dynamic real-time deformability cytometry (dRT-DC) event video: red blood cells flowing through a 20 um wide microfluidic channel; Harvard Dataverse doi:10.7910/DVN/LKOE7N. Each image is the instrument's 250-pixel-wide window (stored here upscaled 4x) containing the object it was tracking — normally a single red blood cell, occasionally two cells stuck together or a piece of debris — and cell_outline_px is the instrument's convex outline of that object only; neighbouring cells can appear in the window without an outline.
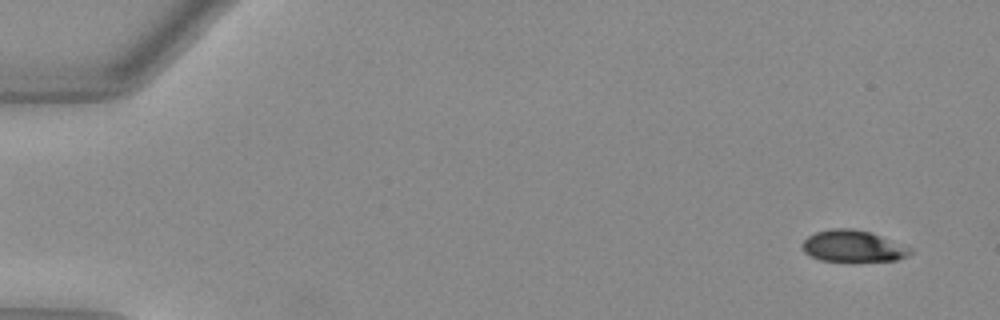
{"species": "Egyptian fruit bat (a non-hibernating species)", "species_latin": "Rousettus aegyptiacus", "temperature_condition": "warm", "stored_images_in_passage": 52, "camera_frame_rate_fps": 3000, "um_per_image_px": 0.085, "animal": {"sex": "female"}, "frame": {"image": 1, "passage_image": 3, "time_ms": 0.667, "image_size_px": [1000, 320], "cell_outline_px": [[912, 252], [908, 256], [896, 260], [852, 264], [820, 260], [808, 256], [804, 252], [800, 244], [808, 236], [816, 232], [832, 228], [852, 228], [868, 232], [880, 236], [912, 248]], "centroid_in_image_um": [72.47, 20.98], "position_along_channel_um": 12.5, "area_um2": 20.69}}
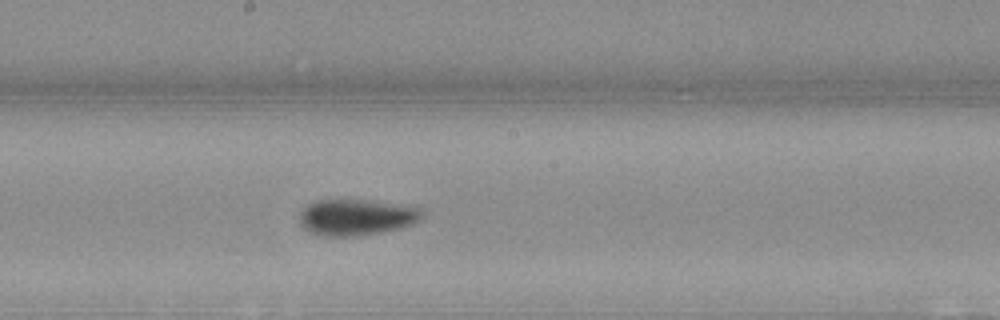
{"frame": {"image": 2, "passage_image": 29, "time_ms": 9.333, "image_size_px": [1000, 320], "cell_outline_px": [[424, 212], [412, 224], [380, 232], [360, 236], [320, 236], [308, 232], [300, 224], [300, 212], [308, 204], [316, 200], [376, 200], [408, 204], [420, 208]], "centroid_in_image_um": [30.28, 18.45], "position_along_channel_um": 217.9, "area_um2": 26.07}}
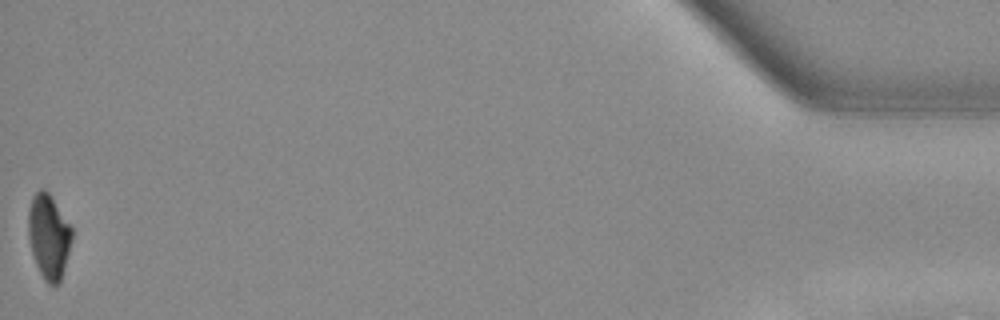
{"frame": {"image": 3, "passage_image": 52, "time_ms": 17.0, "image_size_px": [1000, 320], "cell_outline_px": [[72, 240], [60, 284], [48, 284], [44, 280], [36, 264], [32, 252], [28, 236], [28, 208], [32, 196], [40, 188], [44, 188], [52, 196], [72, 228]], "centroid_in_image_um": [4.14, 20.07], "position_along_channel_um": 431.1, "area_um2": 21.62}, "authors_computed_cell_mechanics": {"area_um2": 23.4668, "velocity_mm_per_s": 3.993, "shape_relaxation_time_tau1_ms": 4.7775, "shape_relaxation_time_tau2_ms": 1.0234, "deformation_change_tau1": 0.1935, "deformation_change_tau2": 0.0429}}